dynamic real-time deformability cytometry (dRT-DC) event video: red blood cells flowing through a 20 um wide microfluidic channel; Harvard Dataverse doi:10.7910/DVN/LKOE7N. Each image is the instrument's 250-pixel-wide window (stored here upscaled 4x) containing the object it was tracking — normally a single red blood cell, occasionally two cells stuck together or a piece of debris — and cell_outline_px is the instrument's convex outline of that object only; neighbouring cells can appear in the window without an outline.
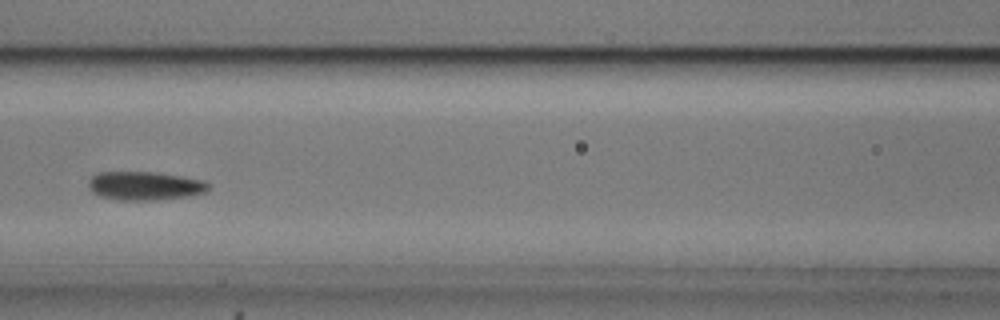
{"species": "common noctule bat (a hibernating species)", "species_latin": "Nyctalus noctula", "temperature_condition": "cold", "stored_images_in_passage": 9, "camera_frame_rate_fps": 3000, "um_per_image_px": 0.085, "animal": {"sex": "male", "body_mass_g": 20.5, "forearm_length_mm": 52.5}, "frame": {"image": 1, "passage_image": 6, "time_ms": 1.667, "image_size_px": [1000, 320], "cell_outline_px": [[208, 188], [204, 192], [188, 196], [148, 200], [120, 200], [100, 196], [92, 192], [88, 188], [88, 180], [96, 172], [160, 172], [184, 176], [204, 180], [208, 184]], "centroid_in_image_um": [12.27, 15.77], "position_along_channel_um": 154.3, "area_um2": 20.06}}
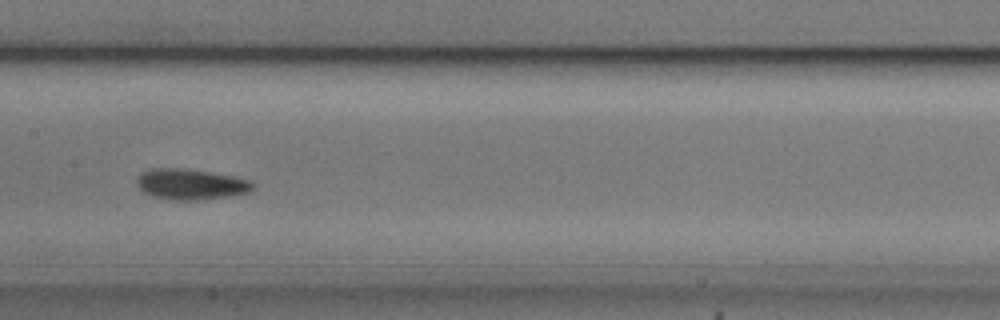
{"frame": {"image": 2, "passage_image": 7, "time_ms": 2.0, "image_size_px": [1000, 320], "cell_outline_px": [[256, 184], [248, 192], [228, 196], [196, 200], [176, 200], [152, 196], [144, 192], [136, 184], [136, 180], [140, 172], [148, 168], [188, 168], [212, 172], [252, 180]], "centroid_in_image_um": [16.19, 15.64], "position_along_channel_um": 191.2, "area_um2": 20.92}}